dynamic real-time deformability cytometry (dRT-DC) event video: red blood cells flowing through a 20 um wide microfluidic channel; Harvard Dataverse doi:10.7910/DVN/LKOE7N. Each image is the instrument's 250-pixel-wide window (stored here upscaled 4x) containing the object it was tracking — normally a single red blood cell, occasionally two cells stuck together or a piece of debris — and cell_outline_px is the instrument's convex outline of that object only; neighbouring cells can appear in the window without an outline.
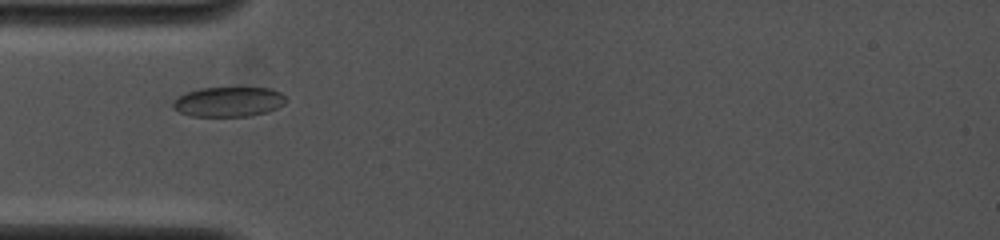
{"species": "common noctule bat (a hibernating species)", "species_latin": "Nyctalus noctula", "temperature_condition": "cold", "stored_images_in_passage": 12, "camera_frame_rate_fps": 4000, "um_per_image_px": 0.085, "animal": {"sex": "female", "body_mass_g": 19.0, "forearm_length_mm": 53.3}, "frame": {"image": 1, "passage_image": 4, "time_ms": 2.75, "image_size_px": [1000, 240], "cell_outline_px": [[288, 100], [284, 104], [268, 112], [248, 116], [192, 116], [180, 112], [172, 108], [172, 104], [180, 96], [188, 92], [200, 88], [272, 88], [280, 92]], "centroid_in_image_um": [19.47, 8.65], "position_along_channel_um": 65.5, "area_um2": 19.54}}
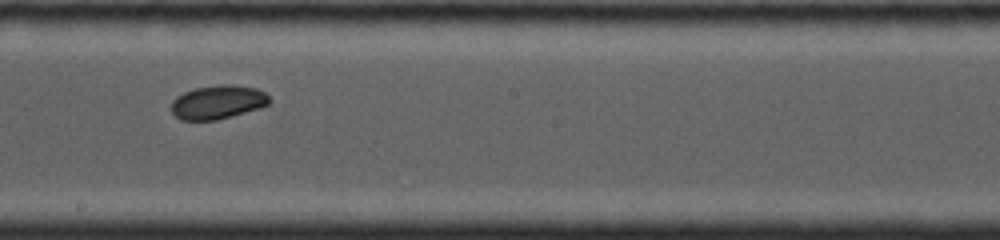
{"frame": {"image": 2, "passage_image": 8, "time_ms": 6.75, "image_size_px": [1000, 240], "cell_outline_px": [[272, 100], [268, 104], [260, 108], [216, 120], [180, 120], [172, 112], [172, 100], [176, 96], [184, 92], [196, 88], [224, 84], [228, 84], [256, 88], [264, 92]], "centroid_in_image_um": [18.51, 8.68], "position_along_channel_um": 229.7, "area_um2": 19.19}}
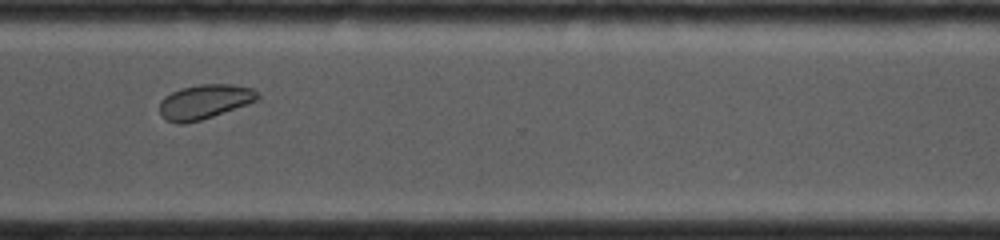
{"frame": {"image": 3, "passage_image": 11, "time_ms": 9.75, "image_size_px": [1000, 240], "cell_outline_px": [[260, 96], [256, 100], [248, 104], [200, 120], [184, 124], [176, 124], [160, 116], [160, 100], [164, 96], [180, 88], [200, 84], [232, 84], [252, 88]], "centroid_in_image_um": [17.35, 8.64], "position_along_channel_um": 353.2, "area_um2": 19.65}}